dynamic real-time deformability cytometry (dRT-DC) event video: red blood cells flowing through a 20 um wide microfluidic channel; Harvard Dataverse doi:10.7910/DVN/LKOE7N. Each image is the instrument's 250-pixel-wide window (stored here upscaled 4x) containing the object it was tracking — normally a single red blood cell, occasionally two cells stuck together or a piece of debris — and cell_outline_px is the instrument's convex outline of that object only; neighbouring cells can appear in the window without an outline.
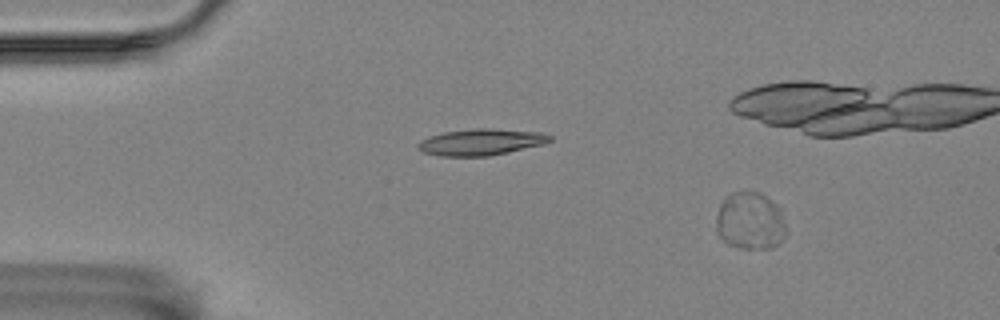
{"species": "Egyptian fruit bat (a non-hibernating species)", "species_latin": "Rousettus aegyptiacus", "temperature_condition": "room temperature", "stored_images_in_passage": 4, "camera_frame_rate_fps": 3000, "um_per_image_px": 0.085, "animal": {"sex": "female"}, "frame": {"image": 1, "passage_image": 1, "time_ms": 0.0, "image_size_px": [1000, 320], "cell_outline_px": [[788, 232], [772, 248], [736, 248], [728, 244], [716, 232], [716, 216], [720, 204], [732, 192], [760, 192], [776, 204], [780, 208]], "centroid_in_image_um": [63.77, 18.79], "position_along_channel_um": 21.2, "area_um2": 23.47}}